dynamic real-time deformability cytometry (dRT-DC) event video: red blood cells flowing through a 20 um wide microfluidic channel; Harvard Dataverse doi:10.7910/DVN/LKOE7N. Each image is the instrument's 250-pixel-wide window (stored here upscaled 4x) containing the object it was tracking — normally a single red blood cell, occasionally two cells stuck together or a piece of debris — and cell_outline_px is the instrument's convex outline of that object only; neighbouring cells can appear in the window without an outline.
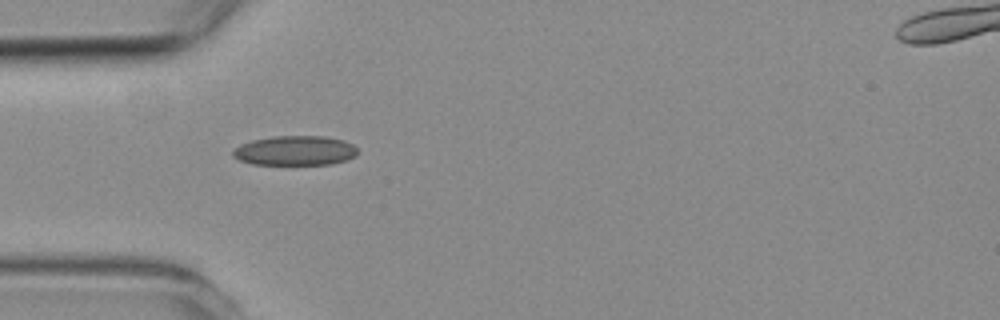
{"species": "common noctule bat (a hibernating species)", "species_latin": "Nyctalus noctula", "temperature_condition": "room temperature", "stored_images_in_passage": 4, "camera_frame_rate_fps": 3000, "um_per_image_px": 0.085, "animal": {"sex": "female", "body_mass_g": 19.3, "forearm_length_mm": 54.1}, "frame": {"image": 1, "passage_image": 4, "time_ms": 3.667, "image_size_px": [1000, 320], "cell_outline_px": [[360, 152], [356, 156], [332, 164], [252, 164], [240, 160], [232, 156], [232, 148], [240, 144], [252, 140], [272, 136], [324, 136], [344, 140], [352, 144]], "centroid_in_image_um": [25.07, 12.79], "position_along_channel_um": 59.9, "area_um2": 21.68}}